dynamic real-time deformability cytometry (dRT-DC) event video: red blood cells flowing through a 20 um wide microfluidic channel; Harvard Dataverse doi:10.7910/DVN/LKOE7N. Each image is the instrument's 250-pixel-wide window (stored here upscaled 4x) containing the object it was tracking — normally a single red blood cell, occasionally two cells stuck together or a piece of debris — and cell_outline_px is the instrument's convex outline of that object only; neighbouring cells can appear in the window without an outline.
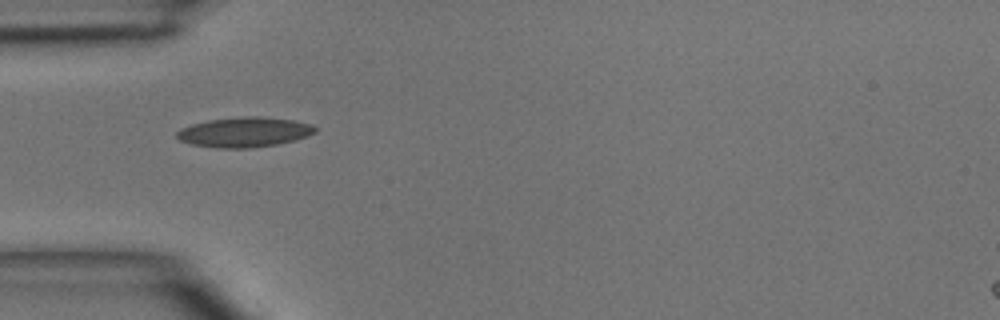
{"species": "common noctule bat (a hibernating species)", "species_latin": "Nyctalus noctula", "temperature_condition": "room temperature", "stored_images_in_passage": 2, "camera_frame_rate_fps": 3000, "um_per_image_px": 0.085, "animal": {"sex": "male", "body_mass_g": 15.6}, "frame": {"image": 1, "passage_image": 1, "time_ms": 0.0, "image_size_px": [1000, 320], "cell_outline_px": [[316, 132], [308, 136], [276, 144], [248, 148], [216, 148], [192, 144], [180, 140], [176, 136], [176, 132], [180, 128], [192, 124], [208, 120], [248, 116], [256, 116], [292, 120], [312, 124], [316, 128]], "centroid_in_image_um": [20.75, 11.23], "position_along_channel_um": 64.2, "area_um2": 23.93}}
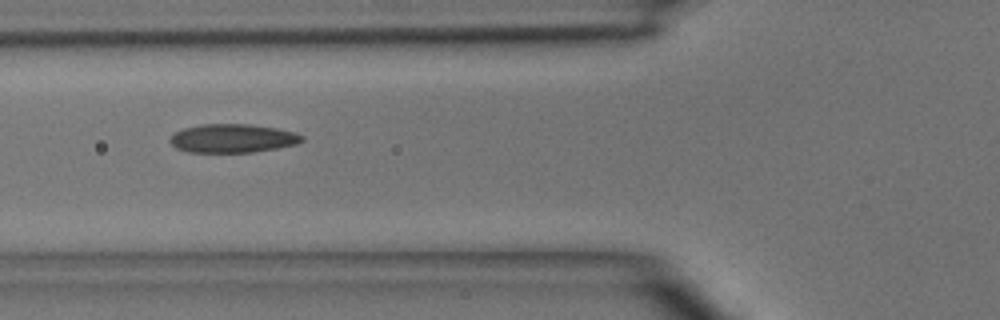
{"frame": {"image": 2, "passage_image": 2, "time_ms": 1.0, "image_size_px": [1000, 320], "cell_outline_px": [[304, 140], [296, 144], [276, 148], [252, 152], [188, 152], [176, 148], [168, 140], [172, 132], [184, 128], [204, 124], [248, 124], [276, 128], [296, 132], [304, 136]], "centroid_in_image_um": [19.75, 11.75], "position_along_channel_um": 106.0, "area_um2": 22.08}}